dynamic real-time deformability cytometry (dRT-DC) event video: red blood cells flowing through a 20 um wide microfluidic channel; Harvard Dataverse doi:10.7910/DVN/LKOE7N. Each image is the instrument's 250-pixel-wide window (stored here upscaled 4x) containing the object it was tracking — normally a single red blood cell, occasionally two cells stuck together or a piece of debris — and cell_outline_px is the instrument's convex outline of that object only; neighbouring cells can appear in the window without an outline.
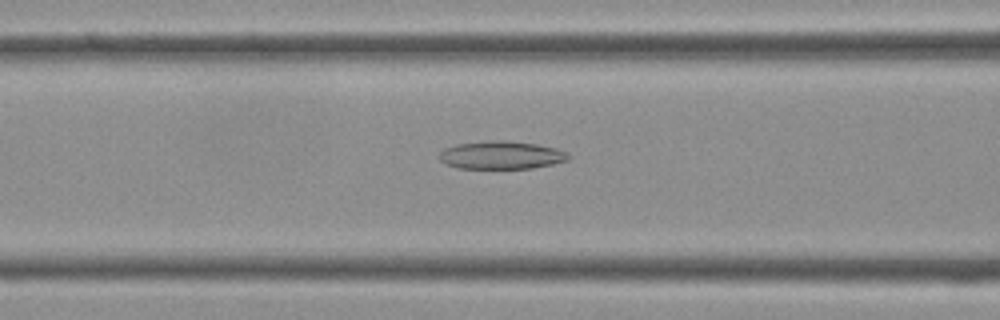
{"species": "Egyptian fruit bat (a non-hibernating species)", "species_latin": "Rousettus aegyptiacus", "temperature_condition": "cold", "stored_images_in_passage": 35, "camera_frame_rate_fps": 3000, "um_per_image_px": 0.085, "frame": {"image": 1, "passage_image": 14, "time_ms": 4.333, "image_size_px": [1000, 320], "cell_outline_px": [[568, 160], [552, 164], [532, 168], [456, 168], [440, 160], [440, 152], [444, 148], [456, 144], [492, 140], [504, 140], [536, 144], [556, 148], [564, 152], [568, 156]], "centroid_in_image_um": [42.58, 13.18], "position_along_channel_um": 124.0, "area_um2": 20.81}}
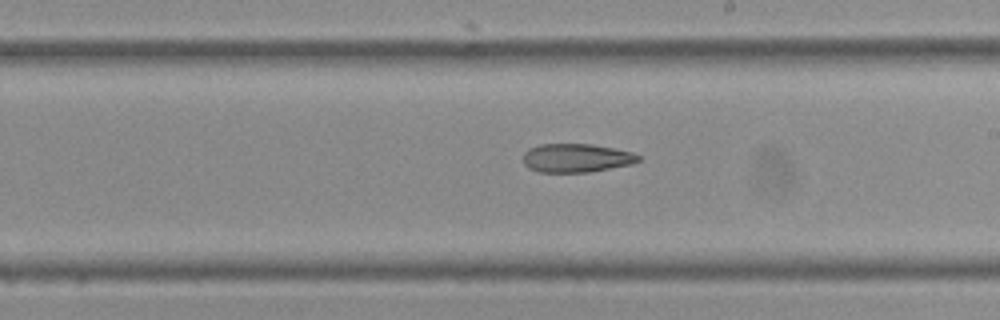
{"frame": {"image": 2, "passage_image": 21, "time_ms": 6.667, "image_size_px": [1000, 320], "cell_outline_px": [[640, 160], [632, 164], [588, 172], [540, 172], [528, 168], [524, 164], [524, 152], [528, 148], [540, 144], [592, 144], [632, 152], [640, 156]], "centroid_in_image_um": [48.97, 13.42], "position_along_channel_um": 240.0, "area_um2": 19.19}}
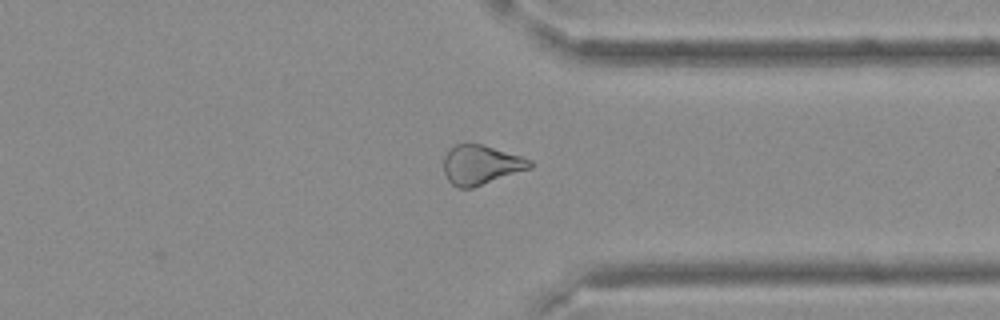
{"frame": {"image": 3, "passage_image": 29, "time_ms": 9.333, "image_size_px": [1000, 320], "cell_outline_px": [[532, 168], [472, 188], [456, 188], [448, 180], [444, 172], [444, 156], [456, 144], [480, 144], [520, 156], [532, 160]], "centroid_in_image_um": [40.88, 14.03], "position_along_channel_um": 370.5, "area_um2": 19.59}}